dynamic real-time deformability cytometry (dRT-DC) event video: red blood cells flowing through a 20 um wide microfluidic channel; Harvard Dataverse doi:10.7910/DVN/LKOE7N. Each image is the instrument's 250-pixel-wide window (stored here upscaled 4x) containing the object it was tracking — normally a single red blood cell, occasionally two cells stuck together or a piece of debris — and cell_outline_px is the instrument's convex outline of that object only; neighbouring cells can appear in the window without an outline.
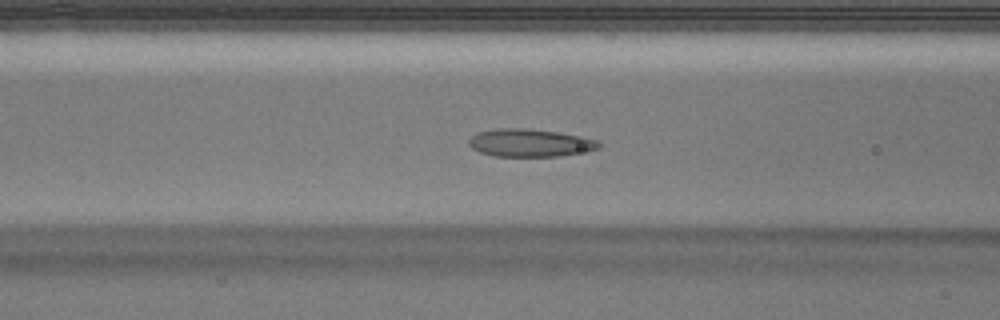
{"species": "Egyptian fruit bat (a non-hibernating species)", "species_latin": "Rousettus aegyptiacus", "temperature_condition": "warm", "stored_images_in_passage": 51, "camera_frame_rate_fps": 3000, "um_per_image_px": 0.085, "animal": {"sex": "male"}, "frame": {"image": 1, "passage_image": 21, "time_ms": 6.667, "image_size_px": [1000, 320], "cell_outline_px": [[600, 148], [560, 156], [496, 156], [480, 152], [472, 148], [468, 144], [468, 140], [476, 132], [500, 128], [528, 128], [556, 132], [580, 136], [600, 140]], "centroid_in_image_um": [45.03, 12.13], "position_along_channel_um": 121.6, "area_um2": 20.98}}
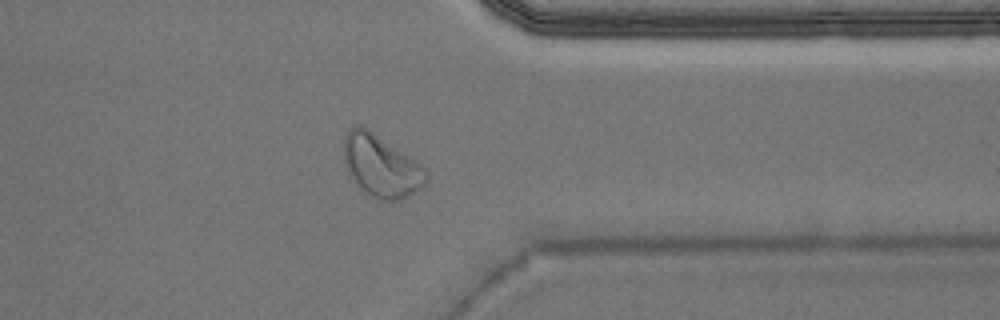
{"frame": {"image": 2, "passage_image": 41, "time_ms": 13.333, "image_size_px": [1000, 320], "cell_outline_px": [[428, 180], [420, 188], [408, 196], [400, 200], [376, 200], [364, 192], [348, 172], [344, 164], [344, 136], [348, 128], [360, 124], [368, 128], [420, 164], [428, 172]], "centroid_in_image_um": [32.37, 14.1], "position_along_channel_um": 379.0, "area_um2": 29.71}}
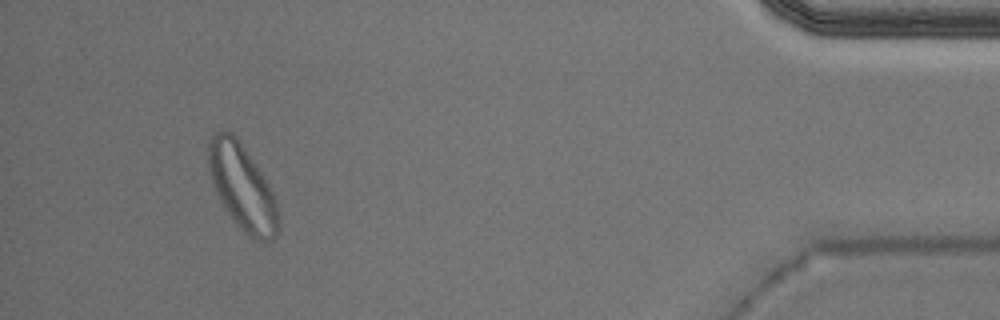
{"frame": {"image": 3, "passage_image": 48, "time_ms": 15.667, "image_size_px": [1000, 320], "cell_outline_px": [[280, 228], [276, 236], [272, 240], [264, 244], [256, 240], [244, 232], [236, 224], [220, 200], [212, 184], [208, 168], [208, 140], [216, 132], [232, 132], [236, 136], [268, 184], [276, 200], [280, 216]], "centroid_in_image_um": [20.61, 15.97], "position_along_channel_um": 414.6, "area_um2": 34.8}, "authors_computed_cell_mechanics": {"area_um2": 21.9062, "velocity_mm_per_s": 3.9373, "shape_relaxation_time_tau1_ms": 4.248, "shape_relaxation_time_tau2_ms": 1.587, "deformation_change_tau1": 0.161, "deformation_change_tau2": 0.0848}}